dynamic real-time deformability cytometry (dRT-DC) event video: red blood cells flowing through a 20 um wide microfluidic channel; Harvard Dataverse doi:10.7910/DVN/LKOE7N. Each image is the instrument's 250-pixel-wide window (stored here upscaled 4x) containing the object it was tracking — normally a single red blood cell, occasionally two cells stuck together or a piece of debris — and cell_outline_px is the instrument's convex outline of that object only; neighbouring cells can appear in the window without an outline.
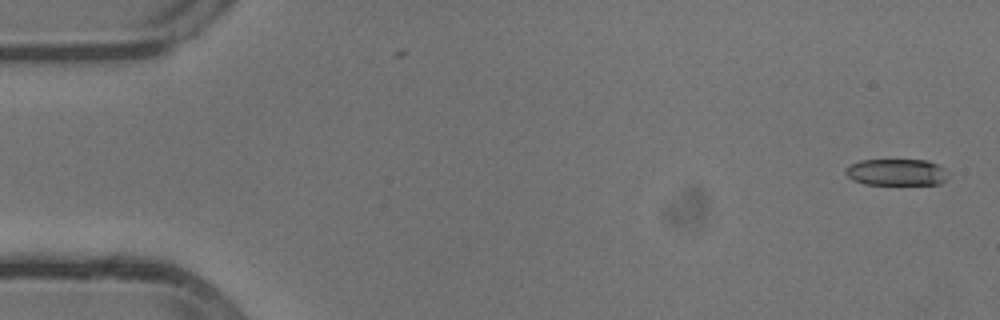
{"species": "common noctule bat (a hibernating species)", "species_latin": "Nyctalus noctula", "temperature_condition": "cold", "stored_images_in_passage": 53, "camera_frame_rate_fps": 3000, "um_per_image_px": 0.085, "animal": {"sex": "male", "body_mass_g": 13.3}, "frame": {"image": 1, "passage_image": 1, "time_ms": 0.0, "image_size_px": [1000, 320], "cell_outline_px": [[948, 176], [940, 184], [864, 184], [852, 180], [844, 172], [852, 164], [860, 160], [928, 160], [944, 168]], "centroid_in_image_um": [76.2, 14.64], "position_along_channel_um": 8.8, "area_um2": 15.78}}
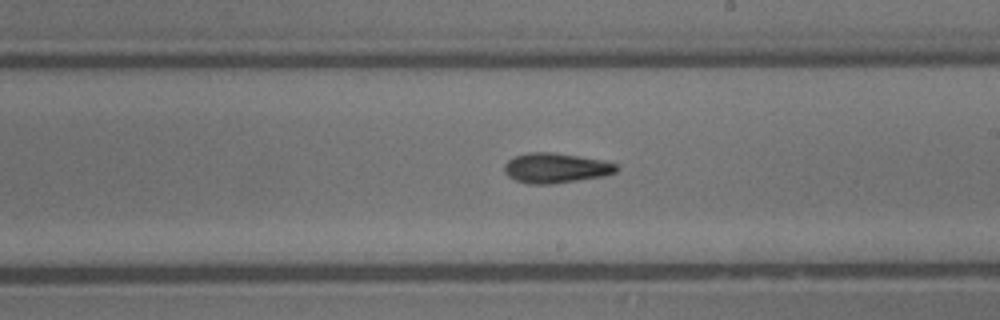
{"frame": {"image": 2, "passage_image": 30, "time_ms": 9.667, "image_size_px": [1000, 320], "cell_outline_px": [[620, 168], [616, 172], [604, 176], [552, 184], [528, 184], [516, 180], [508, 176], [504, 172], [504, 164], [508, 160], [516, 156], [528, 152], [552, 152], [600, 160], [616, 164]], "centroid_in_image_um": [47.22, 14.29], "position_along_channel_um": 241.8, "area_um2": 19.48}}
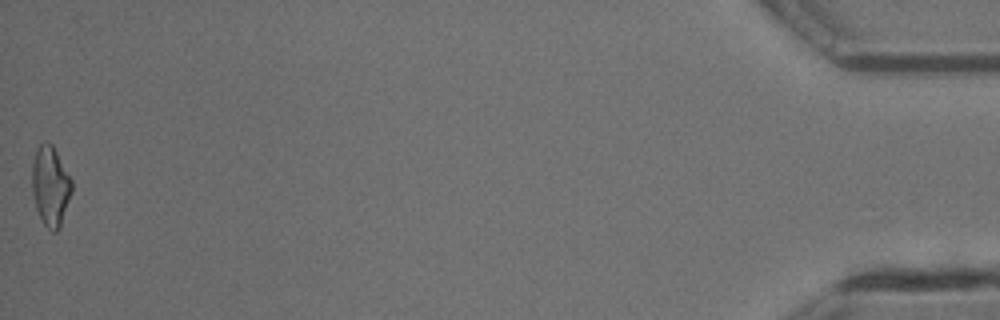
{"frame": {"image": 3, "passage_image": 53, "time_ms": 17.333, "image_size_px": [1000, 320], "cell_outline_px": [[72, 192], [60, 228], [56, 232], [52, 232], [44, 224], [36, 208], [32, 192], [32, 164], [36, 148], [44, 140], [52, 144], [72, 180]], "centroid_in_image_um": [4.29, 15.81], "position_along_channel_um": 430.9, "area_um2": 18.55}, "authors_computed_cell_mechanics": {"area_um2": 18.2648, "velocity_mm_per_s": 3.8321, "shape_relaxation_time_tau1_ms": 7.5359, "shape_relaxation_time_tau2_ms": 7.2718, "deformation_change_tau1": 0.1979, "deformation_change_tau2": 0.1905}}